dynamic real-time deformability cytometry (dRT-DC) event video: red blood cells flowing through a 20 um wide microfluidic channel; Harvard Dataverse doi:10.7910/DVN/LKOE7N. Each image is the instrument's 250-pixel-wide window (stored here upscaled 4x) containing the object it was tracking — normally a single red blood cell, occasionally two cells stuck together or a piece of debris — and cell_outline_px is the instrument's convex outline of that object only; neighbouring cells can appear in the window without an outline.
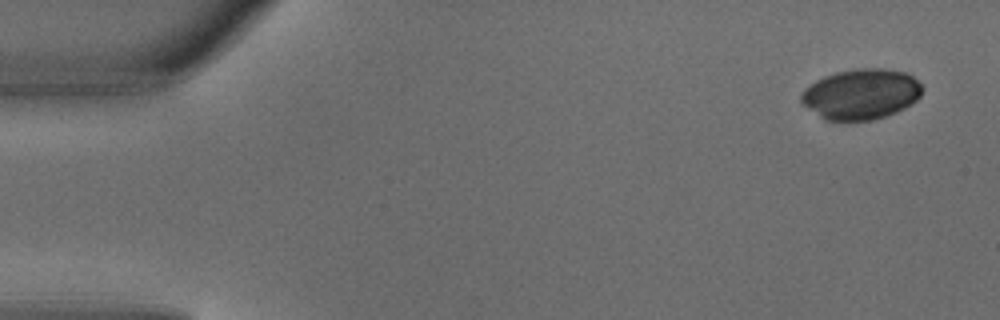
{"species": "common noctule bat (a hibernating species)", "species_latin": "Nyctalus noctula", "temperature_condition": "warm", "stored_images_in_passage": 4, "camera_frame_rate_fps": 3000, "um_per_image_px": 0.085, "animal": {"sex": "male", "body_mass_g": 18.8}, "frame": {"image": 1, "passage_image": 1, "time_ms": 0.0, "image_size_px": [1000, 320], "cell_outline_px": [[924, 88], [920, 96], [916, 100], [904, 108], [896, 112], [872, 120], [824, 120], [804, 104], [800, 100], [800, 96], [804, 88], [816, 80], [824, 76], [836, 72], [856, 68], [884, 68], [904, 72], [912, 76]], "centroid_in_image_um": [73.19, 7.99], "position_along_channel_um": 11.8, "area_um2": 35.49}}